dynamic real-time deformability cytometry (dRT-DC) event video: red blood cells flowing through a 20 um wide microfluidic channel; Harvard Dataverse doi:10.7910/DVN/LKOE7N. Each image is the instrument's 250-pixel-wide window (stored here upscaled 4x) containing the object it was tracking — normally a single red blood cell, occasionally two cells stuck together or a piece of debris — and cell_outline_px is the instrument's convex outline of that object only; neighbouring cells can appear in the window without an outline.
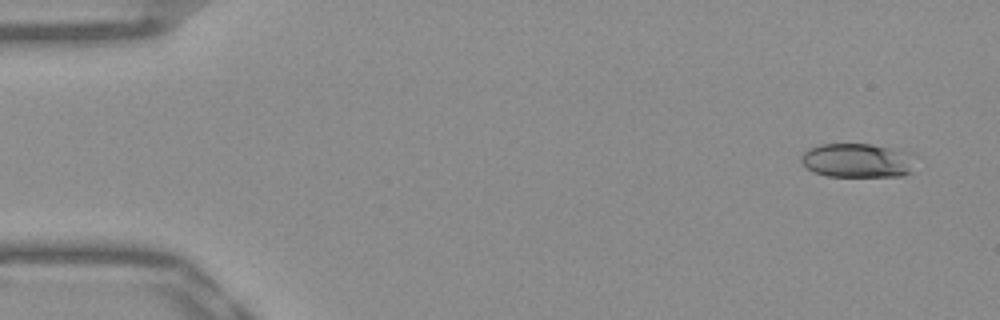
{"species": "Egyptian fruit bat (a non-hibernating species)", "species_latin": "Rousettus aegyptiacus", "temperature_condition": "warm", "stored_images_in_passage": 49, "camera_frame_rate_fps": 3000, "um_per_image_px": 0.085, "frame": {"image": 1, "passage_image": 1, "time_ms": 0.0, "image_size_px": [1000, 320], "cell_outline_px": [[920, 156], [912, 172], [904, 176], [828, 176], [816, 172], [808, 168], [800, 160], [800, 156], [808, 148], [820, 144], [872, 144], [916, 152]], "centroid_in_image_um": [73.04, 13.62], "position_along_channel_um": 12.0, "area_um2": 23.52}}
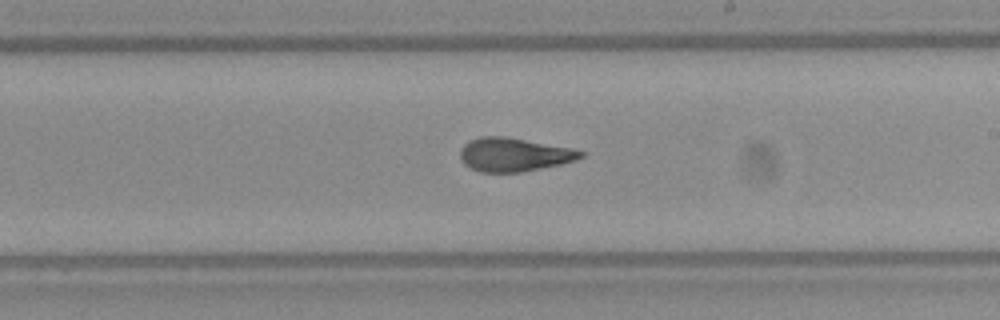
{"frame": {"image": 2, "passage_image": 28, "time_ms": 9.0, "image_size_px": [1000, 320], "cell_outline_px": [[588, 152], [584, 156], [576, 160], [560, 164], [520, 172], [480, 172], [464, 164], [460, 156], [460, 152], [464, 144], [468, 140], [480, 136], [504, 136], [572, 148]], "centroid_in_image_um": [43.7, 13.13], "position_along_channel_um": 245.3, "area_um2": 23.58}}
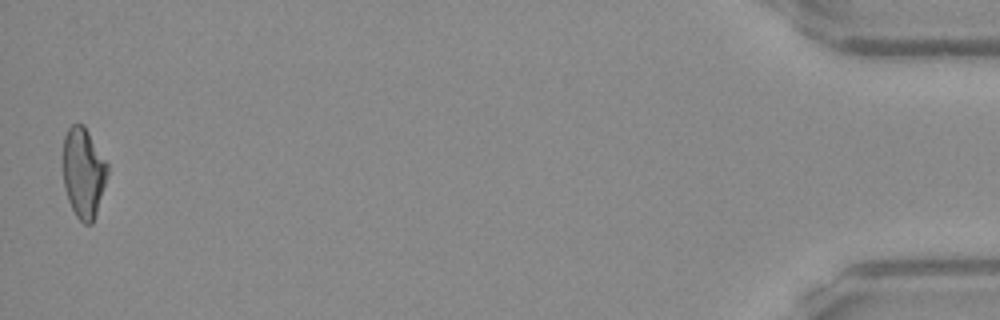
{"frame": {"image": 3, "passage_image": 49, "time_ms": 16.0, "image_size_px": [1000, 320], "cell_outline_px": [[108, 172], [96, 212], [92, 224], [84, 224], [76, 216], [68, 200], [64, 188], [64, 136], [68, 128], [72, 124], [84, 124], [108, 164]], "centroid_in_image_um": [7.09, 14.66], "position_along_channel_um": 428.1, "area_um2": 23.06}, "authors_computed_cell_mechanics": {"area_um2": 23.409, "velocity_mm_per_s": 3.9431, "shape_relaxation_time_tau1_ms": null, "shape_relaxation_time_tau2_ms": 1.9953, "deformation_change_tau1": null, "deformation_change_tau2": 0.1034}}